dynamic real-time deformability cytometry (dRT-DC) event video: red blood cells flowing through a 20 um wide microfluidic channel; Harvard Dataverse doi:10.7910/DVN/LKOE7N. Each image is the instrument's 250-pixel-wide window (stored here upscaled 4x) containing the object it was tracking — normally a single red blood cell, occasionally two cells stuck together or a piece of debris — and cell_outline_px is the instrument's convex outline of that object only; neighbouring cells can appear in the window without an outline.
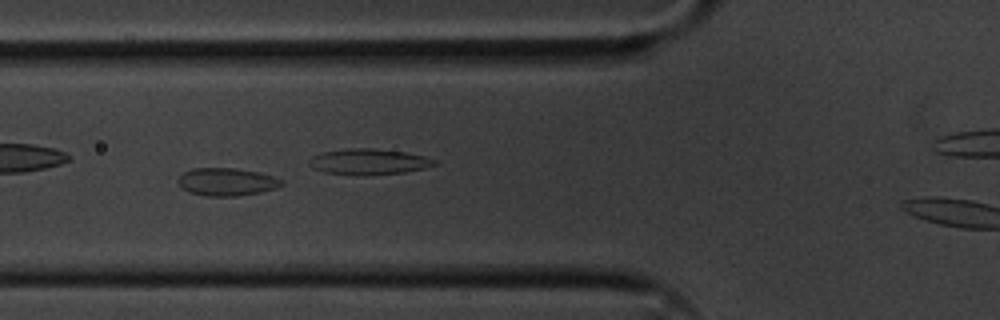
{"species": "common noctule bat (a hibernating species)", "species_latin": "Nyctalus noctula", "temperature_condition": "cold", "stored_images_in_passage": 49, "camera_frame_rate_fps": 3000, "um_per_image_px": 0.085, "animal": {"sex": "male", "body_mass_g": 20.1, "forearm_length_mm": 53.5}, "frame": {"image": 1, "passage_image": 20, "time_ms": 6.333, "image_size_px": [1000, 320], "cell_outline_px": [[284, 184], [276, 188], [260, 192], [236, 196], [208, 196], [188, 192], [176, 180], [184, 172], [192, 168], [236, 168], [260, 172], [284, 180]], "centroid_in_image_um": [19.29, 15.45], "position_along_channel_um": 106.5, "area_um2": 16.76}}
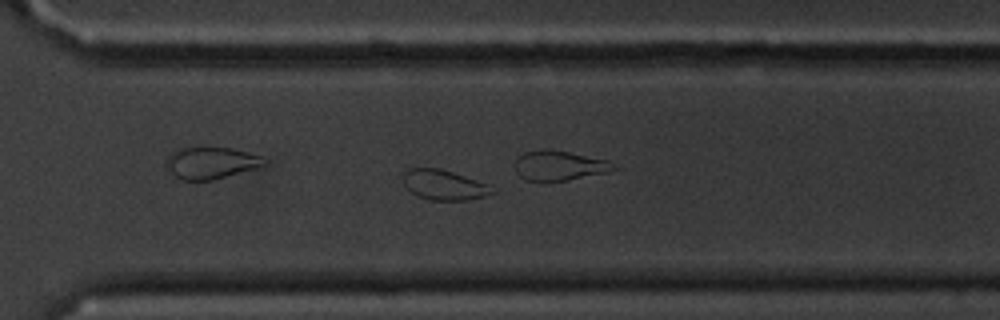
{"frame": {"image": 2, "passage_image": 39, "time_ms": 12.667, "image_size_px": [1000, 320], "cell_outline_px": [[496, 192], [484, 196], [468, 200], [428, 200], [416, 196], [404, 184], [404, 172], [408, 168], [440, 168], [488, 184], [496, 188]], "centroid_in_image_um": [37.76, 15.73], "position_along_channel_um": 332.8, "area_um2": 15.61}}
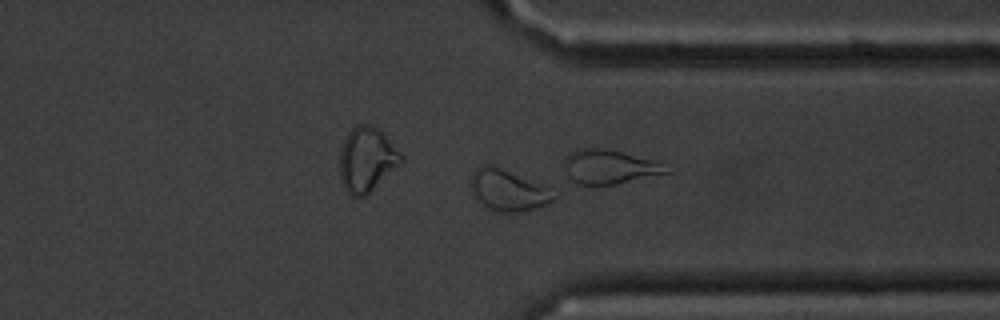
{"frame": {"image": 3, "passage_image": 42, "time_ms": 13.667, "image_size_px": [1000, 320], "cell_outline_px": [[560, 196], [548, 204], [516, 212], [496, 212], [476, 200], [472, 196], [472, 176], [476, 168], [480, 164], [488, 164], [500, 168], [544, 188]], "centroid_in_image_um": [43.12, 16.2], "position_along_channel_um": 368.3, "area_um2": 19.13}, "authors_computed_cell_mechanics": {"area_um2": 17.5134, "velocity_mm_per_s": 3.5734, "shape_relaxation_time_tau1_ms": null, "shape_relaxation_time_tau2_ms": 2.1652, "deformation_change_tau1": null, "deformation_change_tau2": 0.0524}}